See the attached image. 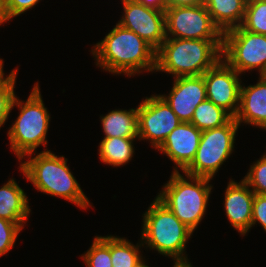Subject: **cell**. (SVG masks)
<instances>
[{
	"mask_svg": "<svg viewBox=\"0 0 266 267\" xmlns=\"http://www.w3.org/2000/svg\"><path fill=\"white\" fill-rule=\"evenodd\" d=\"M96 65L109 73L133 76L156 70V50L135 32L118 23L93 46Z\"/></svg>",
	"mask_w": 266,
	"mask_h": 267,
	"instance_id": "obj_1",
	"label": "cell"
},
{
	"mask_svg": "<svg viewBox=\"0 0 266 267\" xmlns=\"http://www.w3.org/2000/svg\"><path fill=\"white\" fill-rule=\"evenodd\" d=\"M31 155L28 154L29 160L21 162L19 167L38 191L64 198L81 209L91 206L67 166V158L65 159L63 155L59 157L47 149L35 157L31 158Z\"/></svg>",
	"mask_w": 266,
	"mask_h": 267,
	"instance_id": "obj_2",
	"label": "cell"
},
{
	"mask_svg": "<svg viewBox=\"0 0 266 267\" xmlns=\"http://www.w3.org/2000/svg\"><path fill=\"white\" fill-rule=\"evenodd\" d=\"M222 40L166 38L156 51V72L180 76L203 75L221 58Z\"/></svg>",
	"mask_w": 266,
	"mask_h": 267,
	"instance_id": "obj_3",
	"label": "cell"
},
{
	"mask_svg": "<svg viewBox=\"0 0 266 267\" xmlns=\"http://www.w3.org/2000/svg\"><path fill=\"white\" fill-rule=\"evenodd\" d=\"M185 176L179 171H173L170 180L156 198L194 232L206 214L213 187L209 182L212 179L187 174Z\"/></svg>",
	"mask_w": 266,
	"mask_h": 267,
	"instance_id": "obj_4",
	"label": "cell"
},
{
	"mask_svg": "<svg viewBox=\"0 0 266 267\" xmlns=\"http://www.w3.org/2000/svg\"><path fill=\"white\" fill-rule=\"evenodd\" d=\"M141 243L152 250L171 257L174 262H189L184 251L193 231L184 225L157 198L144 213ZM144 242V243H143Z\"/></svg>",
	"mask_w": 266,
	"mask_h": 267,
	"instance_id": "obj_5",
	"label": "cell"
},
{
	"mask_svg": "<svg viewBox=\"0 0 266 267\" xmlns=\"http://www.w3.org/2000/svg\"><path fill=\"white\" fill-rule=\"evenodd\" d=\"M42 100L38 82L34 85L26 102L14 97L12 107L19 108L20 114L9 128L8 138L11 150L16 154L18 160H22L40 145L46 146L47 131L50 122V113Z\"/></svg>",
	"mask_w": 266,
	"mask_h": 267,
	"instance_id": "obj_6",
	"label": "cell"
},
{
	"mask_svg": "<svg viewBox=\"0 0 266 267\" xmlns=\"http://www.w3.org/2000/svg\"><path fill=\"white\" fill-rule=\"evenodd\" d=\"M239 126L233 117L221 127L202 131L195 157L182 173L213 179L221 165L233 153Z\"/></svg>",
	"mask_w": 266,
	"mask_h": 267,
	"instance_id": "obj_7",
	"label": "cell"
},
{
	"mask_svg": "<svg viewBox=\"0 0 266 267\" xmlns=\"http://www.w3.org/2000/svg\"><path fill=\"white\" fill-rule=\"evenodd\" d=\"M221 56L239 74L258 69L266 75V35L233 28L223 33Z\"/></svg>",
	"mask_w": 266,
	"mask_h": 267,
	"instance_id": "obj_8",
	"label": "cell"
},
{
	"mask_svg": "<svg viewBox=\"0 0 266 267\" xmlns=\"http://www.w3.org/2000/svg\"><path fill=\"white\" fill-rule=\"evenodd\" d=\"M166 38L222 40L204 3L165 10Z\"/></svg>",
	"mask_w": 266,
	"mask_h": 267,
	"instance_id": "obj_9",
	"label": "cell"
},
{
	"mask_svg": "<svg viewBox=\"0 0 266 267\" xmlns=\"http://www.w3.org/2000/svg\"><path fill=\"white\" fill-rule=\"evenodd\" d=\"M138 108L139 140H149L158 149L182 122L160 95L146 97Z\"/></svg>",
	"mask_w": 266,
	"mask_h": 267,
	"instance_id": "obj_10",
	"label": "cell"
},
{
	"mask_svg": "<svg viewBox=\"0 0 266 267\" xmlns=\"http://www.w3.org/2000/svg\"><path fill=\"white\" fill-rule=\"evenodd\" d=\"M124 16L118 24L135 32L156 51L166 40L165 12L132 0H121Z\"/></svg>",
	"mask_w": 266,
	"mask_h": 267,
	"instance_id": "obj_11",
	"label": "cell"
},
{
	"mask_svg": "<svg viewBox=\"0 0 266 267\" xmlns=\"http://www.w3.org/2000/svg\"><path fill=\"white\" fill-rule=\"evenodd\" d=\"M239 73L222 58L203 74L206 98L233 117L239 109L241 79Z\"/></svg>",
	"mask_w": 266,
	"mask_h": 267,
	"instance_id": "obj_12",
	"label": "cell"
},
{
	"mask_svg": "<svg viewBox=\"0 0 266 267\" xmlns=\"http://www.w3.org/2000/svg\"><path fill=\"white\" fill-rule=\"evenodd\" d=\"M160 96L181 122L190 123L196 107L206 99L203 75L175 77L168 96Z\"/></svg>",
	"mask_w": 266,
	"mask_h": 267,
	"instance_id": "obj_13",
	"label": "cell"
},
{
	"mask_svg": "<svg viewBox=\"0 0 266 267\" xmlns=\"http://www.w3.org/2000/svg\"><path fill=\"white\" fill-rule=\"evenodd\" d=\"M202 131L191 123H181L158 148L176 165L174 171H182L192 162L199 147Z\"/></svg>",
	"mask_w": 266,
	"mask_h": 267,
	"instance_id": "obj_14",
	"label": "cell"
},
{
	"mask_svg": "<svg viewBox=\"0 0 266 267\" xmlns=\"http://www.w3.org/2000/svg\"><path fill=\"white\" fill-rule=\"evenodd\" d=\"M225 191L226 216L233 228L244 236L251 229L255 193L243 180L238 183L231 179Z\"/></svg>",
	"mask_w": 266,
	"mask_h": 267,
	"instance_id": "obj_15",
	"label": "cell"
},
{
	"mask_svg": "<svg viewBox=\"0 0 266 267\" xmlns=\"http://www.w3.org/2000/svg\"><path fill=\"white\" fill-rule=\"evenodd\" d=\"M236 122L258 126L266 130V75H260L255 85L240 87Z\"/></svg>",
	"mask_w": 266,
	"mask_h": 267,
	"instance_id": "obj_16",
	"label": "cell"
},
{
	"mask_svg": "<svg viewBox=\"0 0 266 267\" xmlns=\"http://www.w3.org/2000/svg\"><path fill=\"white\" fill-rule=\"evenodd\" d=\"M26 193L12 178L0 188V218L18 224L22 229L31 210Z\"/></svg>",
	"mask_w": 266,
	"mask_h": 267,
	"instance_id": "obj_17",
	"label": "cell"
},
{
	"mask_svg": "<svg viewBox=\"0 0 266 267\" xmlns=\"http://www.w3.org/2000/svg\"><path fill=\"white\" fill-rule=\"evenodd\" d=\"M247 0H204L215 26L225 33L242 24Z\"/></svg>",
	"mask_w": 266,
	"mask_h": 267,
	"instance_id": "obj_18",
	"label": "cell"
},
{
	"mask_svg": "<svg viewBox=\"0 0 266 267\" xmlns=\"http://www.w3.org/2000/svg\"><path fill=\"white\" fill-rule=\"evenodd\" d=\"M104 138H138V108L112 110L101 116Z\"/></svg>",
	"mask_w": 266,
	"mask_h": 267,
	"instance_id": "obj_19",
	"label": "cell"
},
{
	"mask_svg": "<svg viewBox=\"0 0 266 267\" xmlns=\"http://www.w3.org/2000/svg\"><path fill=\"white\" fill-rule=\"evenodd\" d=\"M135 138H103L99 144V158L108 165L120 167L132 160Z\"/></svg>",
	"mask_w": 266,
	"mask_h": 267,
	"instance_id": "obj_20",
	"label": "cell"
},
{
	"mask_svg": "<svg viewBox=\"0 0 266 267\" xmlns=\"http://www.w3.org/2000/svg\"><path fill=\"white\" fill-rule=\"evenodd\" d=\"M127 239L110 236V255L112 267H144L147 263L140 255L139 248Z\"/></svg>",
	"mask_w": 266,
	"mask_h": 267,
	"instance_id": "obj_21",
	"label": "cell"
},
{
	"mask_svg": "<svg viewBox=\"0 0 266 267\" xmlns=\"http://www.w3.org/2000/svg\"><path fill=\"white\" fill-rule=\"evenodd\" d=\"M233 116L222 107L205 99L195 109L191 124L201 131L221 127L227 124Z\"/></svg>",
	"mask_w": 266,
	"mask_h": 267,
	"instance_id": "obj_22",
	"label": "cell"
},
{
	"mask_svg": "<svg viewBox=\"0 0 266 267\" xmlns=\"http://www.w3.org/2000/svg\"><path fill=\"white\" fill-rule=\"evenodd\" d=\"M240 27L249 32L266 35V0H247Z\"/></svg>",
	"mask_w": 266,
	"mask_h": 267,
	"instance_id": "obj_23",
	"label": "cell"
},
{
	"mask_svg": "<svg viewBox=\"0 0 266 267\" xmlns=\"http://www.w3.org/2000/svg\"><path fill=\"white\" fill-rule=\"evenodd\" d=\"M81 258L86 267H112L110 255V235L97 236L91 247Z\"/></svg>",
	"mask_w": 266,
	"mask_h": 267,
	"instance_id": "obj_24",
	"label": "cell"
},
{
	"mask_svg": "<svg viewBox=\"0 0 266 267\" xmlns=\"http://www.w3.org/2000/svg\"><path fill=\"white\" fill-rule=\"evenodd\" d=\"M18 69L10 72L7 78L0 84V128L5 124L13 109L12 102L15 97L14 86Z\"/></svg>",
	"mask_w": 266,
	"mask_h": 267,
	"instance_id": "obj_25",
	"label": "cell"
},
{
	"mask_svg": "<svg viewBox=\"0 0 266 267\" xmlns=\"http://www.w3.org/2000/svg\"><path fill=\"white\" fill-rule=\"evenodd\" d=\"M255 194H266V154L250 166L249 172L242 179Z\"/></svg>",
	"mask_w": 266,
	"mask_h": 267,
	"instance_id": "obj_26",
	"label": "cell"
},
{
	"mask_svg": "<svg viewBox=\"0 0 266 267\" xmlns=\"http://www.w3.org/2000/svg\"><path fill=\"white\" fill-rule=\"evenodd\" d=\"M21 230L18 224L0 218V257L12 249Z\"/></svg>",
	"mask_w": 266,
	"mask_h": 267,
	"instance_id": "obj_27",
	"label": "cell"
},
{
	"mask_svg": "<svg viewBox=\"0 0 266 267\" xmlns=\"http://www.w3.org/2000/svg\"><path fill=\"white\" fill-rule=\"evenodd\" d=\"M257 222L266 232V194H255L253 199L251 227Z\"/></svg>",
	"mask_w": 266,
	"mask_h": 267,
	"instance_id": "obj_28",
	"label": "cell"
},
{
	"mask_svg": "<svg viewBox=\"0 0 266 267\" xmlns=\"http://www.w3.org/2000/svg\"><path fill=\"white\" fill-rule=\"evenodd\" d=\"M40 0H5V8L10 19L32 9Z\"/></svg>",
	"mask_w": 266,
	"mask_h": 267,
	"instance_id": "obj_29",
	"label": "cell"
},
{
	"mask_svg": "<svg viewBox=\"0 0 266 267\" xmlns=\"http://www.w3.org/2000/svg\"><path fill=\"white\" fill-rule=\"evenodd\" d=\"M132 1L163 12H165V10L167 9V0H132Z\"/></svg>",
	"mask_w": 266,
	"mask_h": 267,
	"instance_id": "obj_30",
	"label": "cell"
},
{
	"mask_svg": "<svg viewBox=\"0 0 266 267\" xmlns=\"http://www.w3.org/2000/svg\"><path fill=\"white\" fill-rule=\"evenodd\" d=\"M204 3V0H167V8L195 6Z\"/></svg>",
	"mask_w": 266,
	"mask_h": 267,
	"instance_id": "obj_31",
	"label": "cell"
},
{
	"mask_svg": "<svg viewBox=\"0 0 266 267\" xmlns=\"http://www.w3.org/2000/svg\"><path fill=\"white\" fill-rule=\"evenodd\" d=\"M10 21V18L7 15L6 8H5V0H0V25Z\"/></svg>",
	"mask_w": 266,
	"mask_h": 267,
	"instance_id": "obj_32",
	"label": "cell"
},
{
	"mask_svg": "<svg viewBox=\"0 0 266 267\" xmlns=\"http://www.w3.org/2000/svg\"><path fill=\"white\" fill-rule=\"evenodd\" d=\"M3 59H0V84L7 78L5 77L4 75V72H3Z\"/></svg>",
	"mask_w": 266,
	"mask_h": 267,
	"instance_id": "obj_33",
	"label": "cell"
},
{
	"mask_svg": "<svg viewBox=\"0 0 266 267\" xmlns=\"http://www.w3.org/2000/svg\"><path fill=\"white\" fill-rule=\"evenodd\" d=\"M173 267H192L190 262H174Z\"/></svg>",
	"mask_w": 266,
	"mask_h": 267,
	"instance_id": "obj_34",
	"label": "cell"
}]
</instances>
